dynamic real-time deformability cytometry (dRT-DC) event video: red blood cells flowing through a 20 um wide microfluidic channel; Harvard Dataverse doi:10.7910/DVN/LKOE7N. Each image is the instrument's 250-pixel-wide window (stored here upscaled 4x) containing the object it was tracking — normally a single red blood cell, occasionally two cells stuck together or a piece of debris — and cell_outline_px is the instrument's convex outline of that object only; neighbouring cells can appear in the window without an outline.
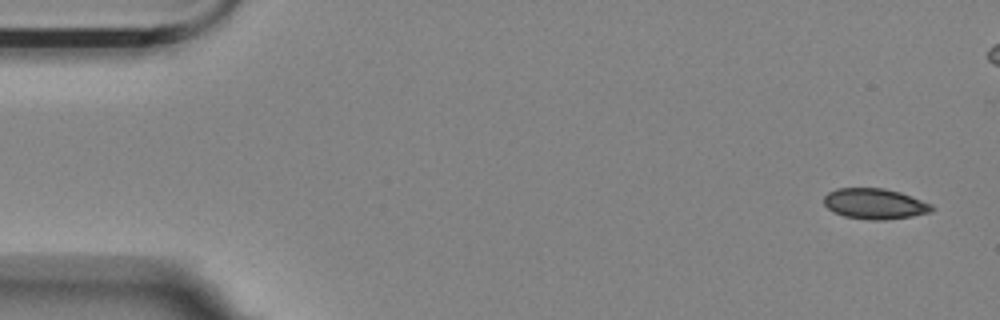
{"species": "Egyptian fruit bat (a non-hibernating species)", "species_latin": "Rousettus aegyptiacus", "temperature_condition": "room temperature", "stored_images_in_passage": 4, "camera_frame_rate_fps": 3000, "um_per_image_px": 0.085, "animal": {"sex": "female"}, "frame": {"image": 1, "passage_image": 1, "time_ms": 0.0, "image_size_px": [1000, 320], "cell_outline_px": [[936, 208], [932, 212], [912, 216], [884, 220], [872, 220], [844, 216], [832, 212], [824, 204], [824, 196], [828, 192], [836, 188], [884, 188], [900, 192], [912, 196], [932, 204]], "centroid_in_image_um": [74.37, 17.32], "position_along_channel_um": 10.6, "area_um2": 19.42}}